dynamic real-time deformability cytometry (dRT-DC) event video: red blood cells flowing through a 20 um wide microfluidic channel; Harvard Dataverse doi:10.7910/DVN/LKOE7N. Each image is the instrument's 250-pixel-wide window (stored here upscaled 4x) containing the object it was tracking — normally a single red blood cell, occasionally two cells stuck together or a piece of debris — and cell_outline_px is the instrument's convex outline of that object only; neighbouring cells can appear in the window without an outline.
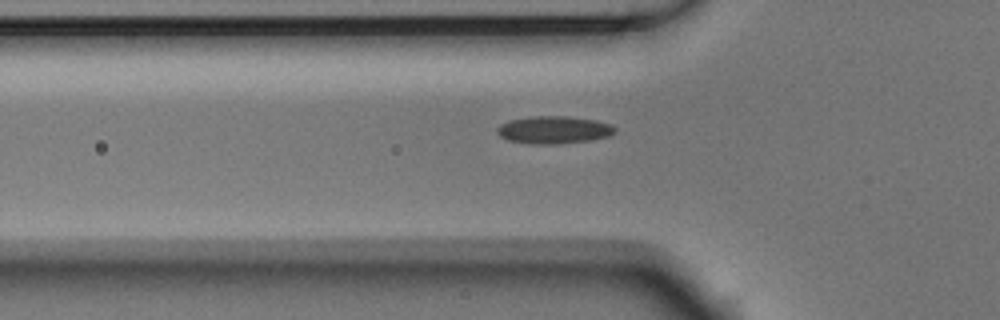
{"species": "Egyptian fruit bat (a non-hibernating species)", "species_latin": "Rousettus aegyptiacus", "temperature_condition": "room temperature", "stored_images_in_passage": 40, "camera_frame_rate_fps": 3000, "um_per_image_px": 0.085, "animal": {"sex": "male"}, "frame": {"image": 1, "passage_image": 6, "time_ms": 1.667, "image_size_px": [1000, 320], "cell_outline_px": [[616, 132], [612, 136], [588, 140], [556, 144], [532, 144], [508, 140], [500, 136], [496, 132], [496, 128], [500, 124], [508, 120], [532, 116], [568, 116], [596, 120], [612, 124], [616, 128]], "centroid_in_image_um": [47.09, 11.03], "position_along_channel_um": 78.7, "area_um2": 19.13}}
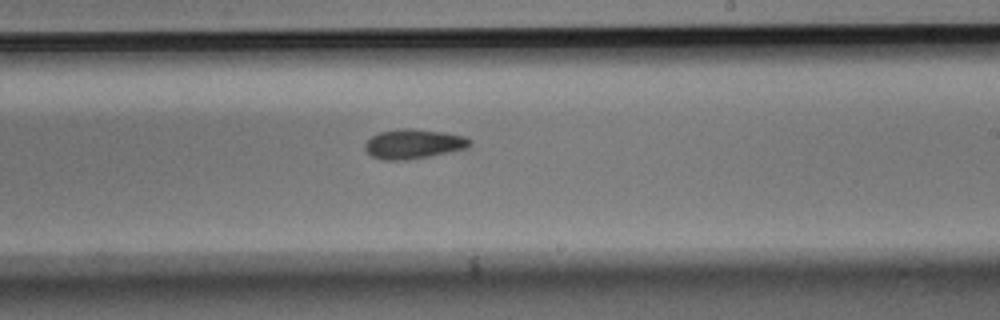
{"frame": {"image": 2, "passage_image": 20, "time_ms": 6.333, "image_size_px": [1000, 320], "cell_outline_px": [[472, 144], [468, 148], [428, 156], [404, 160], [384, 160], [372, 156], [364, 148], [364, 144], [372, 136], [380, 132], [400, 128], [408, 128], [444, 132], [464, 136], [472, 140]], "centroid_in_image_um": [35.16, 12.23], "position_along_channel_um": 253.8, "area_um2": 17.98}}
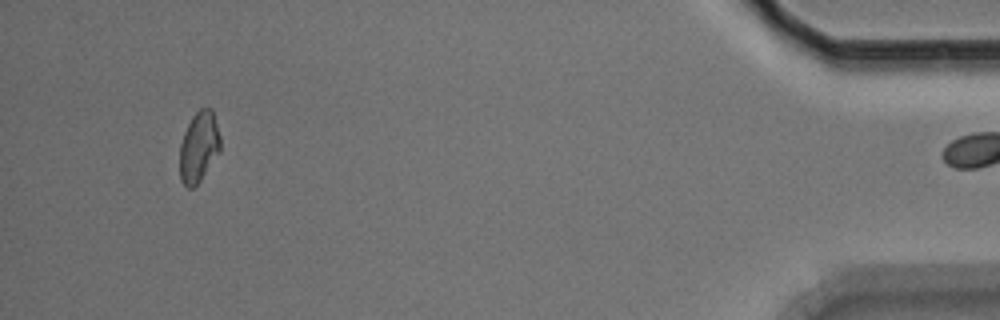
{"frame": {"image": 3, "passage_image": 39, "time_ms": 12.667, "image_size_px": [1000, 320], "cell_outline_px": [[220, 152], [200, 180], [192, 188], [188, 188], [180, 180], [180, 144], [184, 132], [192, 116], [200, 108], [208, 104], [212, 108], [220, 136]], "centroid_in_image_um": [16.91, 12.44], "position_along_channel_um": 418.3, "area_um2": 16.82}}